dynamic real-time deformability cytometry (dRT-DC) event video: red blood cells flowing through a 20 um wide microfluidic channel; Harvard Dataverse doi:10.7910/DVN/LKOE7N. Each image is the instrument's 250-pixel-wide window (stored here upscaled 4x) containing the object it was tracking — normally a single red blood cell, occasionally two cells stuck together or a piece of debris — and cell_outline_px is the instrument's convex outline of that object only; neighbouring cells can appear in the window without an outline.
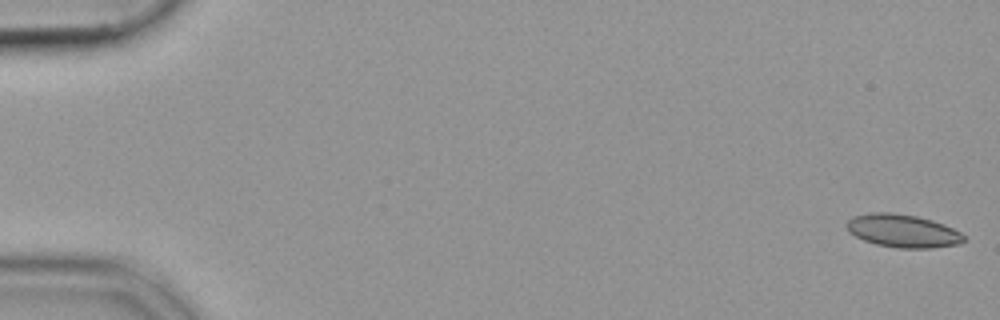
{"species": "common noctule bat (a hibernating species)", "species_latin": "Nyctalus noctula", "temperature_condition": "cold", "stored_images_in_passage": 54, "camera_frame_rate_fps": 3000, "um_per_image_px": 0.085, "animal": {"sex": "female", "body_mass_g": 19.9}, "frame": {"image": 1, "passage_image": 1, "time_ms": 0.0, "image_size_px": [1000, 320], "cell_outline_px": [[964, 240], [960, 244], [932, 248], [896, 248], [876, 244], [864, 240], [848, 232], [848, 220], [852, 216], [872, 212], [892, 212], [916, 216], [932, 220], [944, 224], [960, 232], [964, 236]], "centroid_in_image_um": [76.74, 19.62], "position_along_channel_um": 8.3, "area_um2": 22.54}}
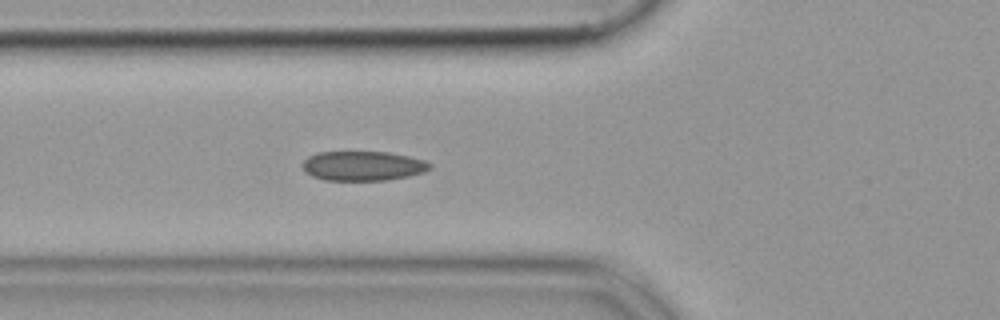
{"frame": {"image": 2, "passage_image": 20, "time_ms": 6.333, "image_size_px": [1000, 320], "cell_outline_px": [[432, 164], [424, 172], [408, 176], [388, 180], [324, 180], [312, 176], [304, 172], [300, 164], [308, 156], [316, 152], [388, 152], [408, 156], [424, 160]], "centroid_in_image_um": [30.79, 14.1], "position_along_channel_um": 95.0, "area_um2": 22.02}}
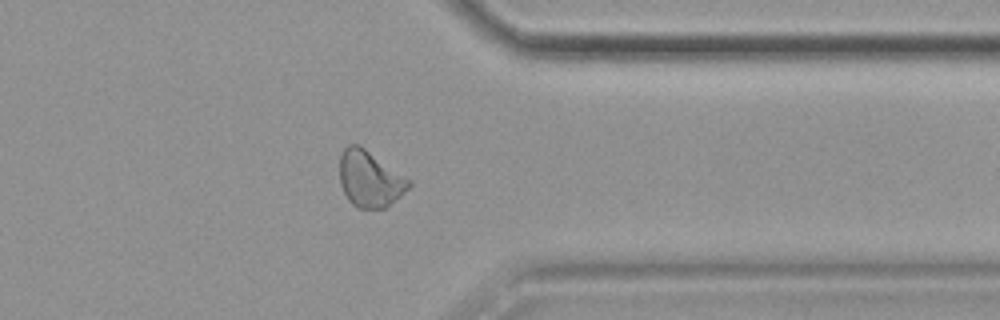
{"frame": {"image": 3, "passage_image": 43, "time_ms": 14.0, "image_size_px": [1000, 320], "cell_outline_px": [[412, 184], [400, 196], [384, 208], [356, 208], [348, 200], [340, 184], [340, 152], [348, 144], [360, 144], [412, 180]], "centroid_in_image_um": [31.43, 15.18], "position_along_channel_um": 380.0, "area_um2": 22.89}}